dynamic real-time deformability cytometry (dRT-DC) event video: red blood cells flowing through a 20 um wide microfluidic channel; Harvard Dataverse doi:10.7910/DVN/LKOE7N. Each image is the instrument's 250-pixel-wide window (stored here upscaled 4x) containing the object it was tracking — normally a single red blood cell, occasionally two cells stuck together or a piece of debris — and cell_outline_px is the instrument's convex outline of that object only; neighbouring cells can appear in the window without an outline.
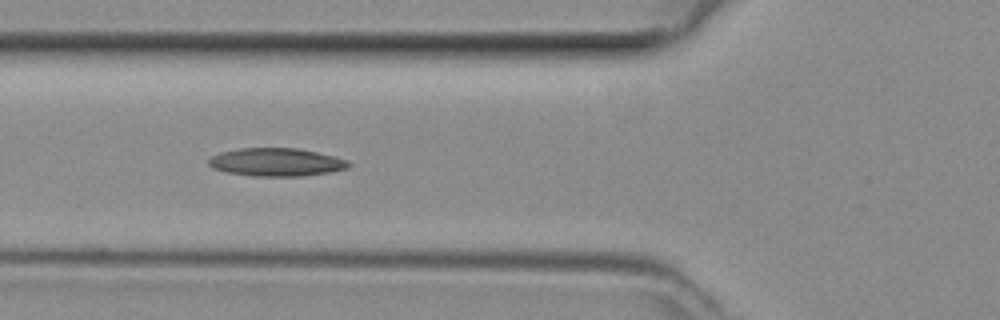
{"species": "common noctule bat (a hibernating species)", "species_latin": "Nyctalus noctula", "temperature_condition": "room temperature", "stored_images_in_passage": 35, "camera_frame_rate_fps": 3000, "um_per_image_px": 0.085, "animal": {"sex": "female", "body_mass_g": 29.2, "forearm_length_mm": 56.3}, "frame": {"image": 1, "passage_image": 6, "time_ms": 1.667, "image_size_px": [1000, 320], "cell_outline_px": [[352, 164], [348, 168], [328, 172], [300, 176], [252, 176], [224, 172], [212, 168], [208, 164], [208, 160], [212, 156], [220, 152], [240, 148], [296, 148], [316, 152], [348, 160]], "centroid_in_image_um": [23.45, 13.78], "position_along_channel_um": 102.4, "area_um2": 22.89}}
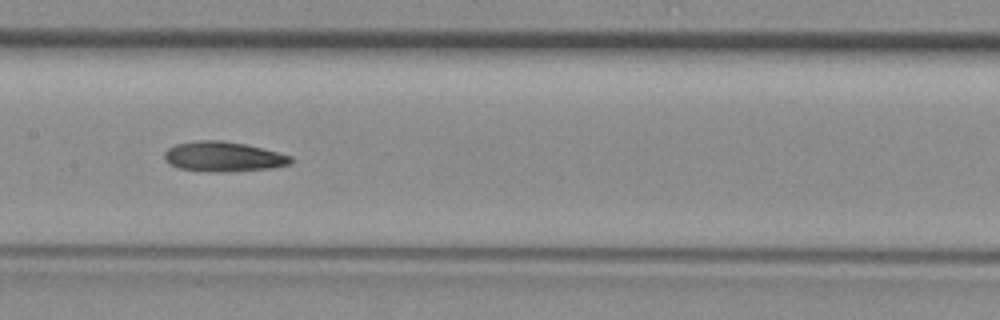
{"frame": {"image": 2, "passage_image": 12, "time_ms": 3.667, "image_size_px": [1000, 320], "cell_outline_px": [[292, 164], [272, 168], [228, 172], [208, 172], [180, 168], [168, 164], [164, 160], [164, 152], [168, 148], [176, 144], [196, 140], [224, 140], [244, 144], [292, 156]], "centroid_in_image_um": [18.95, 13.32], "position_along_channel_um": 188.4, "area_um2": 22.2}}
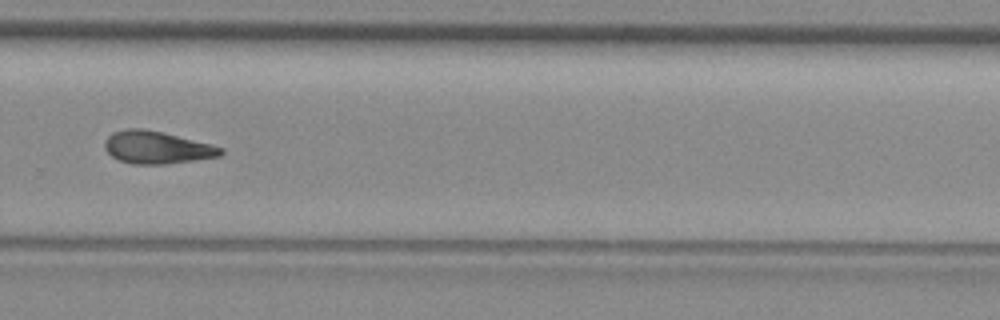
{"frame": {"image": 3, "passage_image": 21, "time_ms": 6.667, "image_size_px": [1000, 320], "cell_outline_px": [[224, 152], [220, 156], [164, 164], [132, 164], [120, 160], [112, 156], [104, 148], [104, 140], [112, 132], [124, 128], [144, 128], [164, 132], [212, 144], [224, 148]], "centroid_in_image_um": [13.32, 12.51], "position_along_channel_um": 316.5, "area_um2": 22.14}}